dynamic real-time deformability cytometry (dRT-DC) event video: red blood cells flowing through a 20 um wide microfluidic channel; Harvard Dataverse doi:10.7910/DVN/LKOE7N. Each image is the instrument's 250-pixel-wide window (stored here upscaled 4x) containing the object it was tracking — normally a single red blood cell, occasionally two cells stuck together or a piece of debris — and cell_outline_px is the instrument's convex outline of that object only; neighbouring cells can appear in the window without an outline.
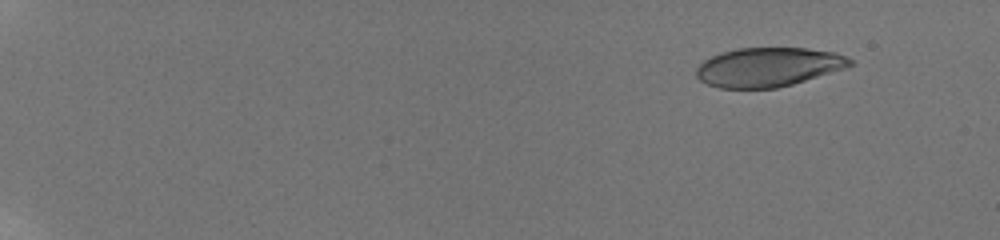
{"species": "human", "species_latin": "Homo sapiens", "temperature_condition": "room temperature", "stored_images_in_passage": 52, "camera_frame_rate_fps": 3000, "um_per_image_px": 0.085, "donor": {"sex": "male"}, "frame": {"image": 1, "passage_image": 1, "time_ms": 0.0, "image_size_px": [1000, 240], "cell_outline_px": [[852, 64], [844, 68], [792, 84], [776, 88], [720, 88], [708, 84], [700, 80], [696, 76], [696, 68], [704, 60], [712, 56], [724, 52], [740, 48], [808, 48], [836, 52], [852, 60]], "centroid_in_image_um": [65.29, 5.7], "position_along_channel_um": 19.7, "area_um2": 34.68}}
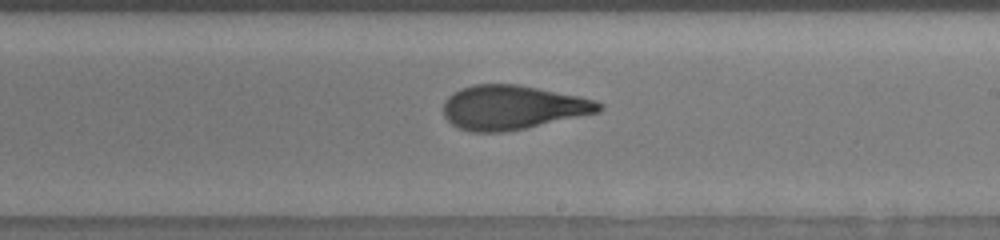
{"frame": {"image": 2, "passage_image": 33, "time_ms": 10.667, "image_size_px": [1000, 240], "cell_outline_px": [[604, 108], [600, 112], [524, 128], [504, 132], [472, 132], [460, 128], [452, 124], [444, 116], [444, 100], [452, 92], [460, 88], [472, 84], [520, 84], [580, 96], [596, 100], [604, 104]], "centroid_in_image_um": [43.58, 9.11], "position_along_channel_um": 245.4, "area_um2": 40.29}}
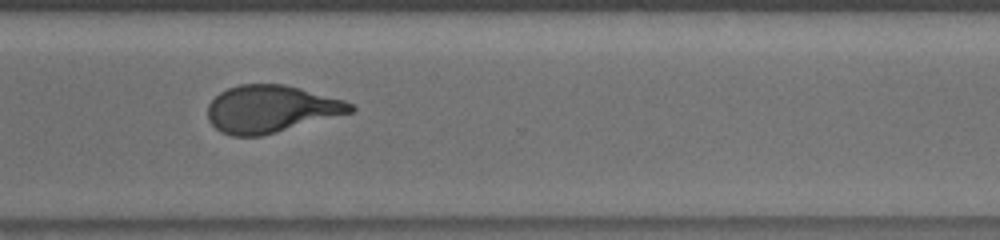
{"frame": {"image": 3, "passage_image": 41, "time_ms": 13.333, "image_size_px": [1000, 240], "cell_outline_px": [[356, 108], [352, 112], [276, 132], [260, 136], [232, 136], [220, 132], [208, 120], [208, 104], [220, 92], [228, 88], [240, 84], [284, 84], [300, 88], [344, 100], [352, 104]], "centroid_in_image_um": [23.01, 9.26], "position_along_channel_um": 347.6, "area_um2": 39.07}, "authors_computed_cell_mechanics": {"area_um2": 39.0728, "velocity_mm_per_s": 3.8348, "shape_relaxation_time_tau1_ms": 4.5207, "shape_relaxation_time_tau2_ms": 1.3965, "deformation_change_tau1": 0.2155, "deformation_change_tau2": 0.0976}}